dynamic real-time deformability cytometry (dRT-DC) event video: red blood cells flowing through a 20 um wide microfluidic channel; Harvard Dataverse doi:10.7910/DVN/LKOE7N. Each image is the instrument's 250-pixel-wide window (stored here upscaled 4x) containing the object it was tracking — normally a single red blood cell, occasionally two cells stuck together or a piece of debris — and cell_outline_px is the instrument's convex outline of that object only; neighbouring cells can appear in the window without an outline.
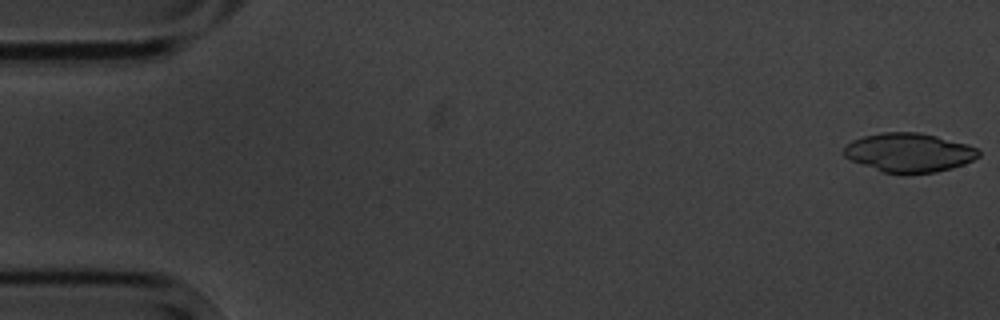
{"species": "common noctule bat (a hibernating species)", "species_latin": "Nyctalus noctula", "temperature_condition": "cold", "stored_images_in_passage": 5, "camera_frame_rate_fps": 3000, "um_per_image_px": 0.085, "animal": {"sex": "male", "body_mass_g": 20.1, "forearm_length_mm": 53.5}, "frame": {"image": 1, "passage_image": 1, "time_ms": 0.0, "image_size_px": [1000, 320], "cell_outline_px": [[980, 156], [964, 164], [952, 168], [936, 172], [884, 172], [852, 160], [844, 156], [840, 152], [852, 140], [864, 136], [880, 132], [920, 132], [968, 144], [976, 148], [980, 152]], "centroid_in_image_um": [77.27, 12.94], "position_along_channel_um": 7.7, "area_um2": 30.23}}